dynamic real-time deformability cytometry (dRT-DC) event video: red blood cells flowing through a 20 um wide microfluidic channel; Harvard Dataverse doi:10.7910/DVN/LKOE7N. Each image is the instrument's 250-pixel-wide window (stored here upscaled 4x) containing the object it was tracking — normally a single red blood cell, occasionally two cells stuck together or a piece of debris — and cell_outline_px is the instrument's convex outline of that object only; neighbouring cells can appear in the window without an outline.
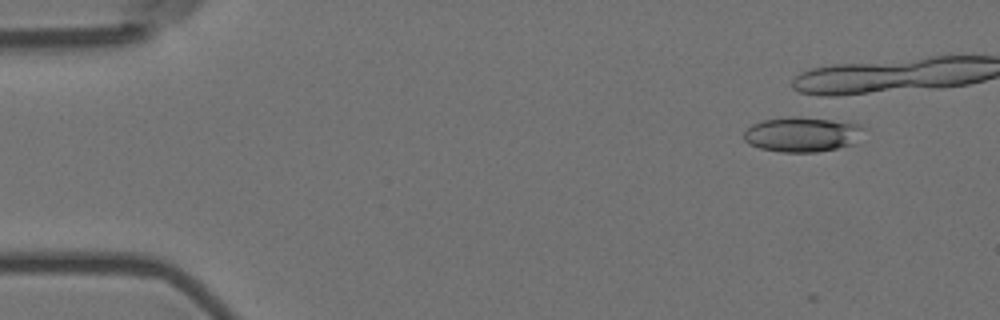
{"species": "Egyptian fruit bat (a non-hibernating species)", "species_latin": "Rousettus aegyptiacus", "temperature_condition": "room temperature", "stored_images_in_passage": 2, "camera_frame_rate_fps": 3000, "um_per_image_px": 0.085, "animal": {"sex": "female"}, "frame": {"image": 1, "passage_image": 1, "time_ms": 0.0, "image_size_px": [1000, 320], "cell_outline_px": [[868, 128], [852, 144], [836, 148], [816, 152], [780, 152], [760, 148], [748, 144], [744, 140], [744, 132], [752, 124], [764, 120], [788, 116], [796, 116], [832, 120], [860, 124]], "centroid_in_image_um": [68.18, 11.42], "position_along_channel_um": 16.8, "area_um2": 24.45}}